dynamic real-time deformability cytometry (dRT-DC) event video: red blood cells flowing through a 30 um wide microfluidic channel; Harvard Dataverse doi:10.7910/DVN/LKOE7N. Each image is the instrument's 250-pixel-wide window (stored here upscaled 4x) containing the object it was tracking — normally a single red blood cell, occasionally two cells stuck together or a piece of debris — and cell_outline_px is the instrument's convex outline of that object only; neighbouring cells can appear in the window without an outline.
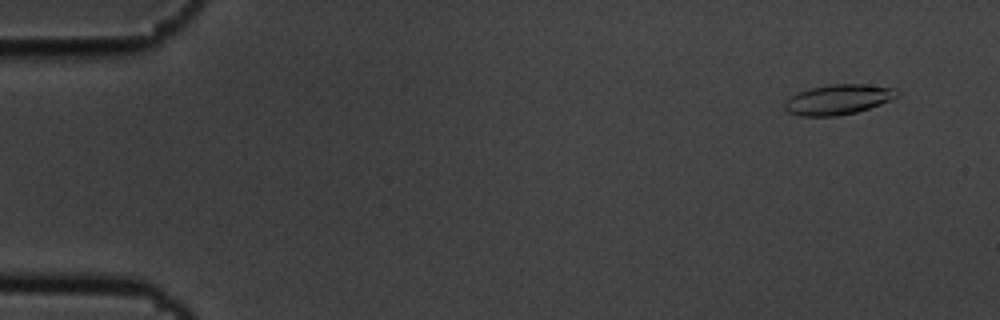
{"species": "common noctule bat (a hibernating species)", "species_latin": "Nyctalus noctula", "temperature_condition": "cold", "stored_images_in_passage": 55, "camera_frame_rate_fps": 3000, "um_per_image_px": 0.085, "animal": {"sex": "male", "body_mass_g": 19.5, "forearm_length_mm": 54.6}, "frame": {"image": 1, "passage_image": 4, "time_ms": 1.0, "image_size_px": [1000, 320], "cell_outline_px": [[900, 96], [892, 100], [856, 112], [836, 116], [800, 116], [788, 112], [784, 108], [784, 100], [796, 92], [812, 88], [832, 84], [864, 84], [896, 88], [900, 92]], "centroid_in_image_um": [71.25, 8.45], "position_along_channel_um": 13.7, "area_um2": 19.88}}
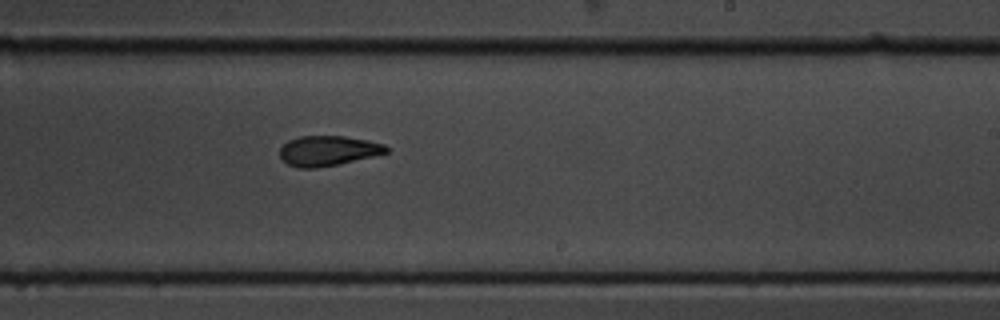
{"frame": {"image": 2, "passage_image": 34, "time_ms": 11.0, "image_size_px": [1000, 320], "cell_outline_px": [[388, 152], [340, 164], [316, 168], [296, 168], [288, 164], [280, 156], [280, 148], [288, 140], [300, 136], [344, 136], [368, 140], [384, 144], [388, 148]], "centroid_in_image_um": [27.87, 12.81], "position_along_channel_um": 261.1, "area_um2": 18.61}}
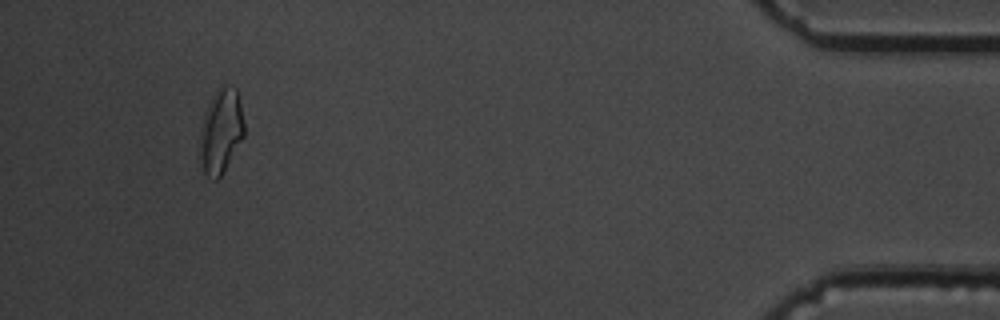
{"frame": {"image": 3, "passage_image": 52, "time_ms": 17.0, "image_size_px": [1000, 320], "cell_outline_px": [[244, 136], [220, 176], [216, 180], [212, 180], [204, 172], [200, 164], [200, 128], [204, 112], [216, 88], [220, 84], [224, 84], [236, 88], [240, 104], [244, 124]], "centroid_in_image_um": [18.75, 11.11], "position_along_channel_um": 416.4, "area_um2": 21.85}, "authors_computed_cell_mechanics": {"area_um2": 19.1896, "velocity_mm_per_s": 3.6612, "shape_relaxation_time_tau1_ms": 3.4821, "shape_relaxation_time_tau2_ms": 6.8072, "deformation_change_tau1": 0.1533, "deformation_change_tau2": 0.1426}}